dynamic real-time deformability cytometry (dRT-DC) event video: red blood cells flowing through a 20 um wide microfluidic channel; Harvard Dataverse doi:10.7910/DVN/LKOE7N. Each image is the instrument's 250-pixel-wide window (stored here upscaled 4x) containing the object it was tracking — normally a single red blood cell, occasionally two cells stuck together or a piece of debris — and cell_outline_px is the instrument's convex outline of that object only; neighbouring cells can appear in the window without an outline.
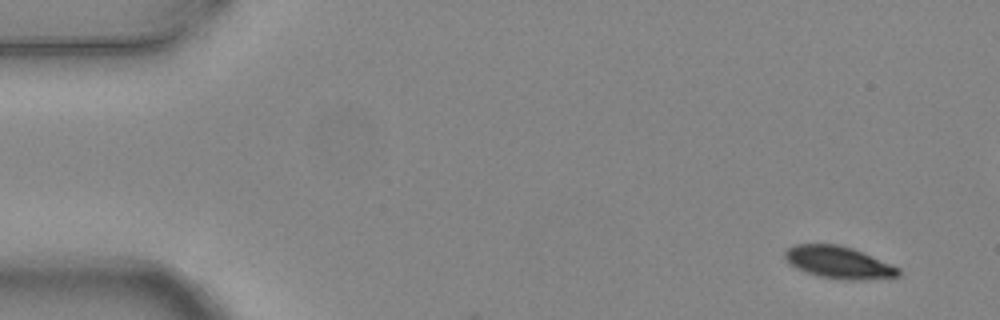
{"species": "common noctule bat (a hibernating species)", "species_latin": "Nyctalus noctula", "temperature_condition": "warm", "stored_images_in_passage": 8, "camera_frame_rate_fps": 3000, "um_per_image_px": 0.085, "animal": {"sex": "female", "body_mass_g": 24.6, "forearm_length_mm": 56.2}, "frame": {"image": 1, "passage_image": 1, "time_ms": 0.0, "image_size_px": [1000, 320], "cell_outline_px": [[900, 276], [856, 280], [848, 280], [820, 276], [796, 268], [788, 264], [784, 260], [784, 252], [788, 248], [796, 244], [836, 244], [852, 248], [872, 256], [900, 268]], "centroid_in_image_um": [71.25, 22.29], "position_along_channel_um": 13.7, "area_um2": 21.1}}
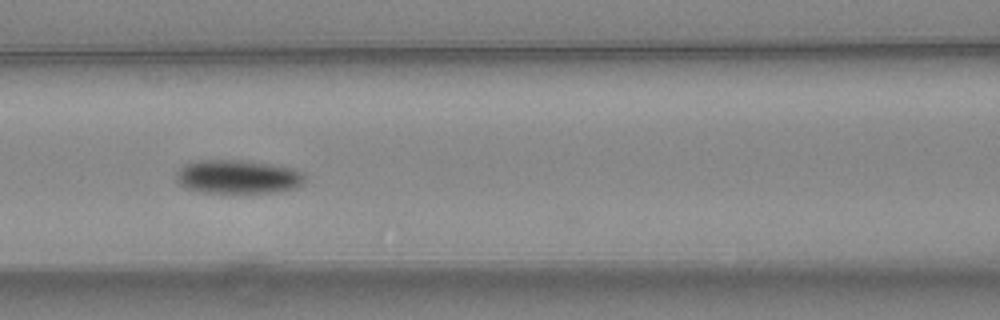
{"frame": {"image": 2, "passage_image": 6, "time_ms": 1.667, "image_size_px": [1000, 320], "cell_outline_px": [[304, 184], [296, 188], [276, 192], [200, 192], [184, 188], [176, 180], [176, 172], [184, 164], [192, 160], [248, 160], [288, 168], [304, 172]], "centroid_in_image_um": [20.18, 15.02], "position_along_channel_um": 146.4, "area_um2": 25.37}}
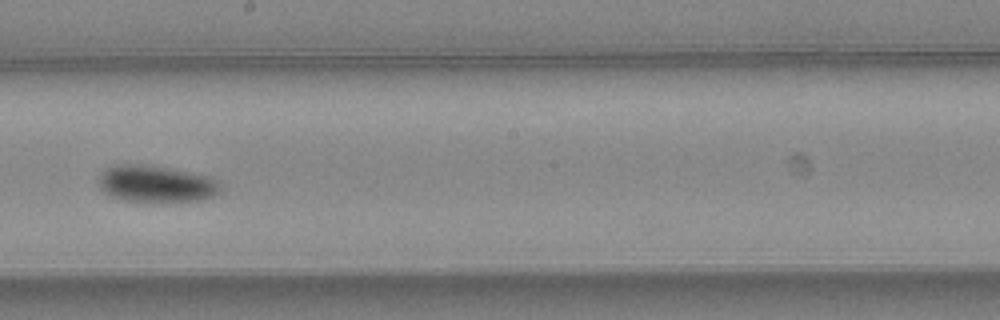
{"frame": {"image": 3, "passage_image": 8, "time_ms": 2.333, "image_size_px": [1000, 320], "cell_outline_px": [[220, 192], [212, 196], [200, 200], [168, 204], [124, 200], [112, 196], [104, 192], [100, 188], [100, 176], [108, 168], [116, 164], [148, 164], [212, 176], [220, 180]], "centroid_in_image_um": [13.35, 15.65], "position_along_channel_um": 234.9, "area_um2": 26.82}}